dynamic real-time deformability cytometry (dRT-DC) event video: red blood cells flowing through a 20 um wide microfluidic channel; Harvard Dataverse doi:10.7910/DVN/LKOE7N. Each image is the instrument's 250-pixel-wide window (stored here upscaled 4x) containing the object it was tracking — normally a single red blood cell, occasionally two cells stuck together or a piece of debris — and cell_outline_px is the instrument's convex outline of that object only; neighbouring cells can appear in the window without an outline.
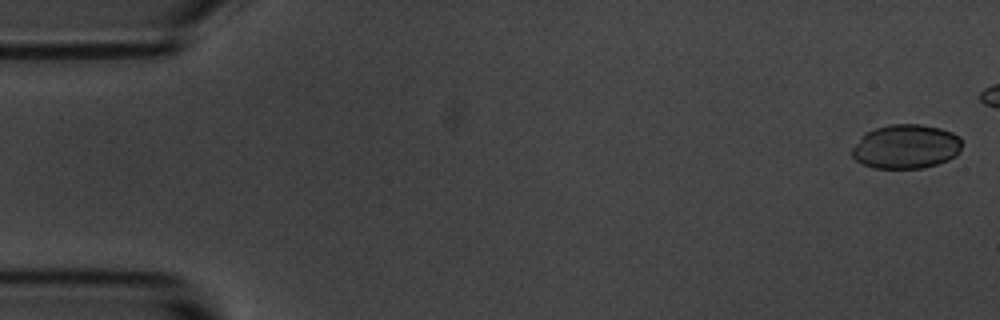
{"species": "common noctule bat (a hibernating species)", "species_latin": "Nyctalus noctula", "temperature_condition": "room temperature", "stored_images_in_passage": 44, "camera_frame_rate_fps": 3000, "um_per_image_px": 0.085, "animal": {"sex": "male", "body_mass_g": 20.1, "forearm_length_mm": 53.5}, "frame": {"image": 1, "passage_image": 1, "time_ms": 0.0, "image_size_px": [1000, 320], "cell_outline_px": [[964, 144], [960, 152], [956, 156], [948, 160], [924, 168], [872, 168], [856, 160], [852, 156], [852, 148], [860, 136], [876, 128], [888, 124], [920, 124], [940, 128], [952, 132], [960, 136]], "centroid_in_image_um": [77.05, 12.45], "position_along_channel_um": 8.0, "area_um2": 28.61}}